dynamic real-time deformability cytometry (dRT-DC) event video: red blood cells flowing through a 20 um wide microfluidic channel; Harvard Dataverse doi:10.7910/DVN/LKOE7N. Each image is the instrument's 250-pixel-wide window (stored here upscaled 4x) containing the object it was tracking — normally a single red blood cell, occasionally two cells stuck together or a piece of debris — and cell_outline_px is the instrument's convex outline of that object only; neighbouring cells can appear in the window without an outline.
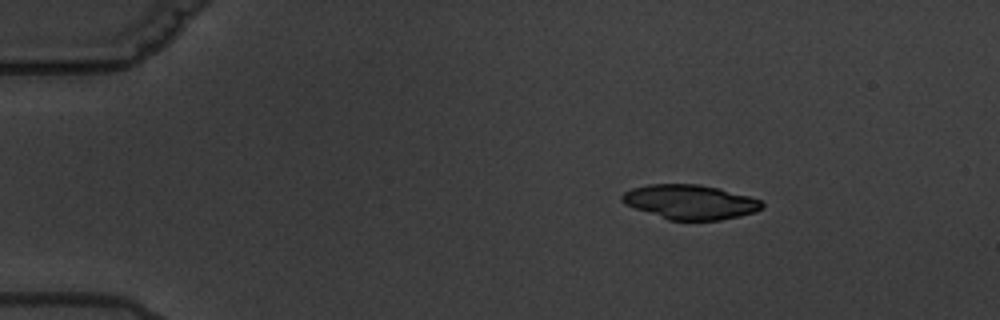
{"species": "common noctule bat (a hibernating species)", "species_latin": "Nyctalus noctula", "temperature_condition": "warm", "stored_images_in_passage": 3, "camera_frame_rate_fps": 3000, "um_per_image_px": 0.085, "animal": {"sex": "male", "body_mass_g": 19.5, "forearm_length_mm": 54.6}, "frame": {"image": 1, "passage_image": 1, "time_ms": 0.0, "image_size_px": [1000, 320], "cell_outline_px": [[764, 208], [756, 212], [740, 216], [720, 220], [668, 220], [624, 204], [620, 200], [620, 196], [624, 192], [632, 188], [648, 184], [700, 184], [720, 188], [748, 196], [760, 200], [764, 204]], "centroid_in_image_um": [58.66, 17.16], "position_along_channel_um": 26.3, "area_um2": 28.32}}